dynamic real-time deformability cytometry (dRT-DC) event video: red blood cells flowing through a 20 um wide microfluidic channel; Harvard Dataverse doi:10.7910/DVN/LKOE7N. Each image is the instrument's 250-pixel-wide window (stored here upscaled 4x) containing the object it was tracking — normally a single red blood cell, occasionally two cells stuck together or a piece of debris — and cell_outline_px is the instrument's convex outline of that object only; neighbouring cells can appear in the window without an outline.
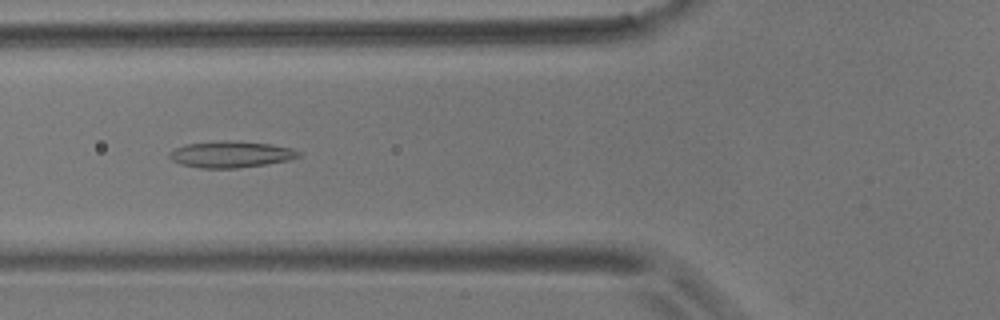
{"species": "common noctule bat (a hibernating species)", "species_latin": "Nyctalus noctula", "temperature_condition": "room temperature", "stored_images_in_passage": 7, "camera_frame_rate_fps": 3000, "um_per_image_px": 0.085, "animal": {"sex": "male", "body_mass_g": 17.9}, "frame": {"image": 1, "passage_image": 5, "time_ms": 5.667, "image_size_px": [1000, 320], "cell_outline_px": [[304, 156], [288, 160], [268, 164], [236, 168], [200, 168], [180, 164], [172, 160], [168, 156], [176, 148], [184, 144], [224, 140], [228, 140], [272, 144], [292, 148], [304, 152]], "centroid_in_image_um": [19.7, 13.12], "position_along_channel_um": 106.1, "area_um2": 20.11}}
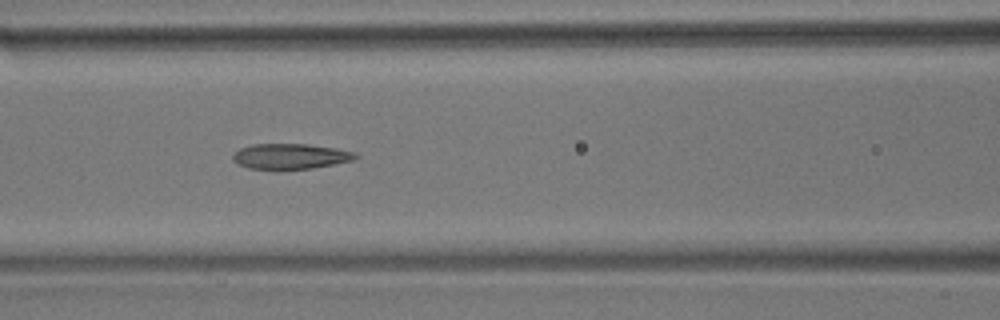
{"frame": {"image": 2, "passage_image": 6, "time_ms": 6.667, "image_size_px": [1000, 320], "cell_outline_px": [[360, 156], [352, 160], [312, 168], [280, 172], [276, 172], [248, 168], [236, 164], [232, 160], [232, 156], [240, 148], [252, 144], [308, 144], [336, 148], [356, 152]], "centroid_in_image_um": [24.63, 13.32], "position_along_channel_um": 142.0, "area_um2": 18.9}}
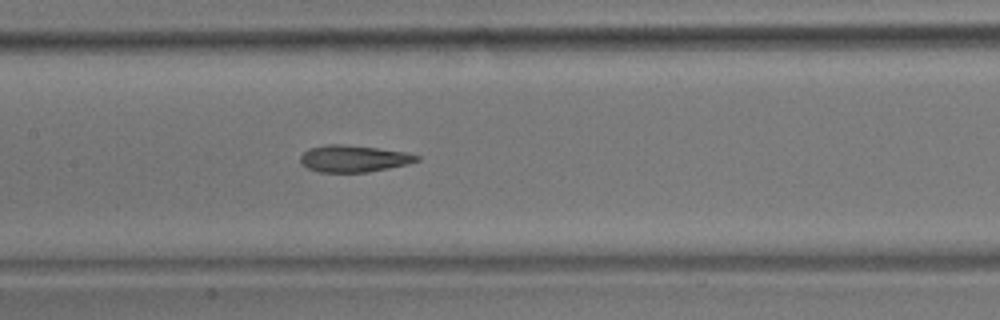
{"frame": {"image": 3, "passage_image": 7, "time_ms": 7.667, "image_size_px": [1000, 320], "cell_outline_px": [[420, 160], [408, 164], [368, 172], [320, 172], [308, 168], [300, 160], [300, 156], [308, 148], [328, 144], [344, 144], [408, 152], [420, 156]], "centroid_in_image_um": [30.09, 13.47], "position_along_channel_um": 177.3, "area_um2": 18.15}}